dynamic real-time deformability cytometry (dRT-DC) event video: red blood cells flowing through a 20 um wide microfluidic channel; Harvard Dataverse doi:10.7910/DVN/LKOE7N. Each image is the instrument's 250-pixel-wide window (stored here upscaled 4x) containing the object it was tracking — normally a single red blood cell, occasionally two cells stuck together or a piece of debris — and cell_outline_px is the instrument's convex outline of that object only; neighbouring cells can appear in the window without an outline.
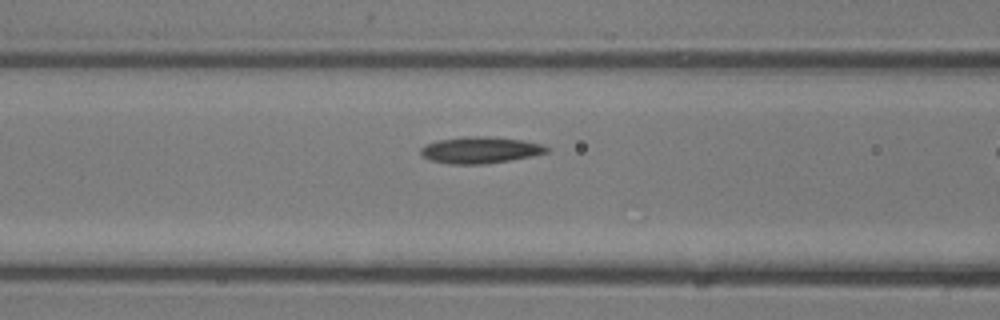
{"species": "common noctule bat (a hibernating species)", "species_latin": "Nyctalus noctula", "temperature_condition": "room temperature", "stored_images_in_passage": 8, "camera_frame_rate_fps": 3000, "um_per_image_px": 0.085, "animal": {"sex": "male", "body_mass_g": 13.3}, "frame": {"image": 1, "passage_image": 7, "time_ms": 2.0, "image_size_px": [1000, 320], "cell_outline_px": [[548, 152], [532, 156], [484, 164], [452, 164], [432, 160], [424, 156], [420, 152], [420, 148], [436, 140], [464, 136], [484, 136], [524, 140], [540, 144], [548, 148]], "centroid_in_image_um": [40.81, 12.74], "position_along_channel_um": 125.8, "area_um2": 19.25}}